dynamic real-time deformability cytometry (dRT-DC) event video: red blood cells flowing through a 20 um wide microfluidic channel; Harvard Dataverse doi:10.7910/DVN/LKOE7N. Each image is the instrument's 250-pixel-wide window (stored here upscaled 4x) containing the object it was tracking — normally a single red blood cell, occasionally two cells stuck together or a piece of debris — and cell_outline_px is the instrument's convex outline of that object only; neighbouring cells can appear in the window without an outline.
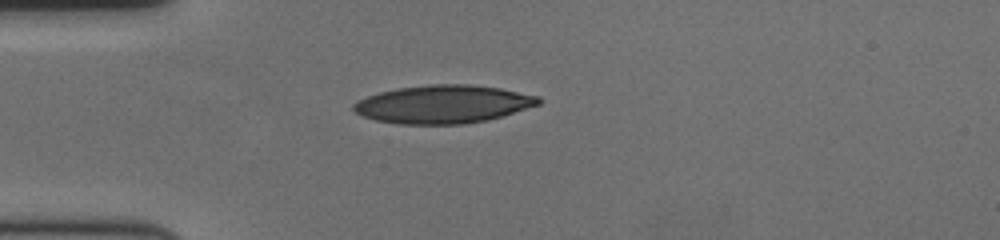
{"species": "human", "species_latin": "Homo sapiens", "temperature_condition": "cold", "stored_images_in_passage": 43, "camera_frame_rate_fps": 3000, "um_per_image_px": 0.085, "donor": {"sex": "female"}, "frame": {"image": 1, "passage_image": 1, "time_ms": 0.0, "image_size_px": [1000, 240], "cell_outline_px": [[540, 104], [488, 120], [464, 124], [400, 124], [376, 120], [364, 116], [356, 112], [352, 108], [352, 104], [368, 96], [380, 92], [400, 88], [432, 84], [468, 84], [500, 88], [536, 96], [540, 100]], "centroid_in_image_um": [37.66, 8.86], "position_along_channel_um": 47.3, "area_um2": 40.63}}
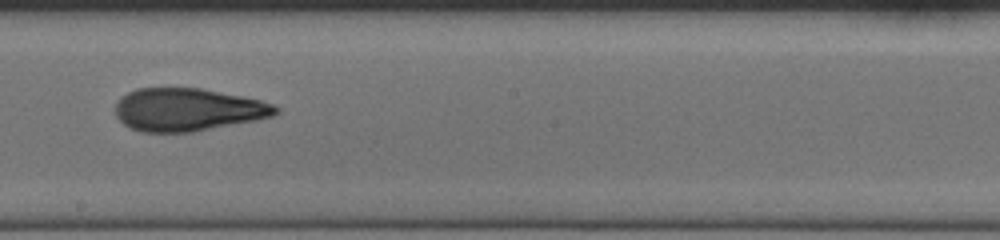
{"frame": {"image": 2, "passage_image": 18, "time_ms": 5.667, "image_size_px": [1000, 240], "cell_outline_px": [[280, 112], [272, 116], [256, 120], [192, 132], [140, 132], [124, 124], [116, 116], [116, 104], [120, 96], [136, 88], [200, 88], [244, 96], [260, 100], [272, 104], [280, 108]], "centroid_in_image_um": [15.96, 9.31], "position_along_channel_um": 232.2, "area_um2": 40.06}}
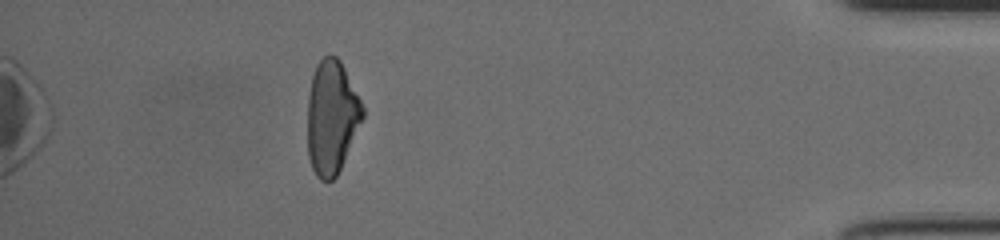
{"frame": {"image": 3, "passage_image": 37, "time_ms": 12.0, "image_size_px": [1000, 240], "cell_outline_px": [[364, 116], [340, 168], [336, 176], [332, 180], [320, 180], [316, 176], [312, 168], [308, 156], [308, 96], [312, 76], [316, 64], [324, 56], [336, 56], [340, 60], [364, 108]], "centroid_in_image_um": [28.18, 9.96], "position_along_channel_um": 407.0, "area_um2": 36.07}, "authors_computed_cell_mechanics": {"area_um2": 38.8416, "velocity_mm_per_s": 3.5767, "shape_relaxation_time_tau1_ms": 10.1149, "shape_relaxation_time_tau2_ms": 1.9794, "deformation_change_tau1": 0.2581, "deformation_change_tau2": 0.0954}}